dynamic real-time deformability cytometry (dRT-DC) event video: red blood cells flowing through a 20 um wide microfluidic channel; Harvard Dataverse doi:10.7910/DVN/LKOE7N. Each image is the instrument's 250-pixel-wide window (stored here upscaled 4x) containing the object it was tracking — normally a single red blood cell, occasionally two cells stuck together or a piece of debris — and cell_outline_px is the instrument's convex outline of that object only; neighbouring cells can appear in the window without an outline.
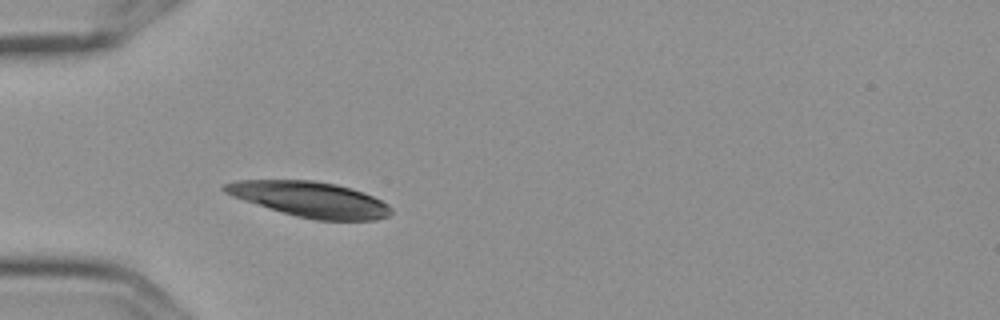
{"species": "Egyptian fruit bat (a non-hibernating species)", "species_latin": "Rousettus aegyptiacus", "temperature_condition": "cold", "stored_images_in_passage": 4, "camera_frame_rate_fps": 3000, "um_per_image_px": 0.085, "frame": {"image": 1, "passage_image": 4, "time_ms": 1.0, "image_size_px": [1000, 320], "cell_outline_px": [[392, 212], [388, 216], [376, 220], [316, 220], [296, 216], [244, 200], [232, 196], [224, 192], [220, 188], [224, 184], [236, 180], [312, 180], [336, 184], [352, 188], [364, 192], [388, 204], [392, 208]], "centroid_in_image_um": [26.37, 16.93], "position_along_channel_um": 58.6, "area_um2": 34.16}}